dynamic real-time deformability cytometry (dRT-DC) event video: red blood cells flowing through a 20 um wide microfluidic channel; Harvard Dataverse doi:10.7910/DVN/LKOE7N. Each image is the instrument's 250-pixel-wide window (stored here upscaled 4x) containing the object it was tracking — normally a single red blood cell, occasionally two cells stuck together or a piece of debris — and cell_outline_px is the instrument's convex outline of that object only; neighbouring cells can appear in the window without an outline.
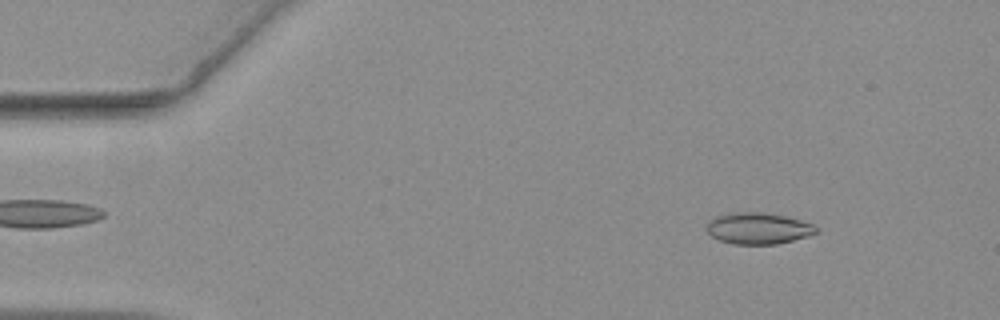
{"species": "common noctule bat (a hibernating species)", "species_latin": "Nyctalus noctula", "temperature_condition": "warm", "stored_images_in_passage": 55, "camera_frame_rate_fps": 3000, "um_per_image_px": 0.085, "animal": {"sex": "female", "body_mass_g": 19.3, "forearm_length_mm": 54.1}, "frame": {"image": 1, "passage_image": 6, "time_ms": 1.667, "image_size_px": [1000, 320], "cell_outline_px": [[820, 228], [816, 232], [808, 236], [776, 244], [732, 244], [720, 240], [712, 236], [708, 232], [708, 220], [716, 216], [736, 212], [760, 212], [784, 216], [800, 220], [812, 224]], "centroid_in_image_um": [64.45, 19.41], "position_along_channel_um": 20.6, "area_um2": 19.83}}
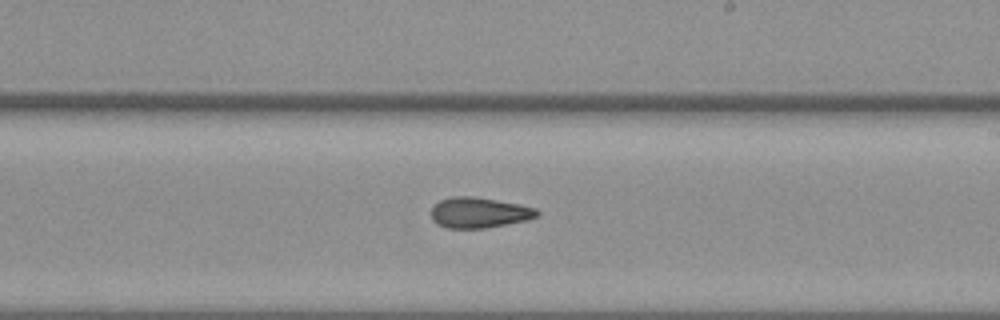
{"frame": {"image": 2, "passage_image": 32, "time_ms": 10.333, "image_size_px": [1000, 320], "cell_outline_px": [[540, 216], [528, 220], [484, 228], [448, 228], [436, 224], [432, 220], [432, 208], [440, 200], [452, 196], [472, 196], [520, 204], [536, 208], [540, 212]], "centroid_in_image_um": [40.75, 18.07], "position_along_channel_um": 248.2, "area_um2": 18.9}}
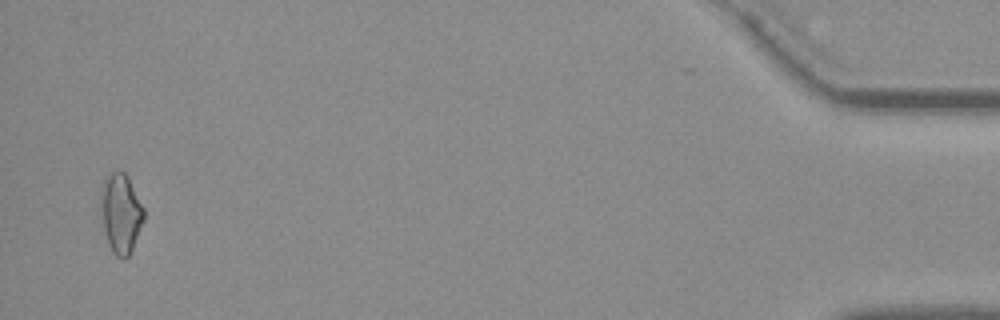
{"frame": {"image": 3, "passage_image": 54, "time_ms": 17.667, "image_size_px": [1000, 320], "cell_outline_px": [[144, 220], [132, 248], [128, 256], [124, 260], [116, 256], [112, 252], [108, 244], [104, 232], [100, 204], [100, 188], [104, 180], [112, 172], [124, 172], [128, 176], [144, 208]], "centroid_in_image_um": [10.26, 18.14], "position_along_channel_um": 424.9, "area_um2": 20.0}, "authors_computed_cell_mechanics": {"area_um2": 18.9006, "velocity_mm_per_s": 3.6469, "shape_relaxation_time_tau1_ms": null, "shape_relaxation_time_tau2_ms": 3.7154, "deformation_change_tau1": null, "deformation_change_tau2": 0.1036}}